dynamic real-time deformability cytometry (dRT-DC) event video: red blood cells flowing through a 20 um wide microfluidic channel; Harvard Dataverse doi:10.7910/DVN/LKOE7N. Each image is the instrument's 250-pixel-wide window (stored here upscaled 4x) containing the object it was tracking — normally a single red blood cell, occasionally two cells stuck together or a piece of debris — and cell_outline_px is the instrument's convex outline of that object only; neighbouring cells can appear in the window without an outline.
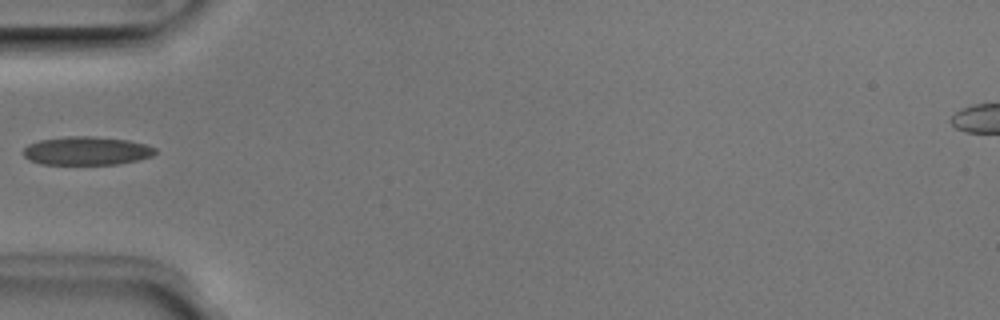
{"species": "Egyptian fruit bat (a non-hibernating species)", "species_latin": "Rousettus aegyptiacus", "temperature_condition": "room temperature", "stored_images_in_passage": 2, "camera_frame_rate_fps": 3000, "um_per_image_px": 0.085, "animal": {"sex": "male"}, "frame": {"image": 1, "passage_image": 1, "time_ms": 0.0, "image_size_px": [1000, 320], "cell_outline_px": [[156, 152], [152, 156], [136, 160], [116, 164], [40, 164], [28, 160], [24, 156], [24, 148], [28, 144], [40, 140], [68, 136], [92, 136], [128, 140], [144, 144], [156, 148]], "centroid_in_image_um": [7.34, 12.82], "position_along_channel_um": 77.7, "area_um2": 21.79}}